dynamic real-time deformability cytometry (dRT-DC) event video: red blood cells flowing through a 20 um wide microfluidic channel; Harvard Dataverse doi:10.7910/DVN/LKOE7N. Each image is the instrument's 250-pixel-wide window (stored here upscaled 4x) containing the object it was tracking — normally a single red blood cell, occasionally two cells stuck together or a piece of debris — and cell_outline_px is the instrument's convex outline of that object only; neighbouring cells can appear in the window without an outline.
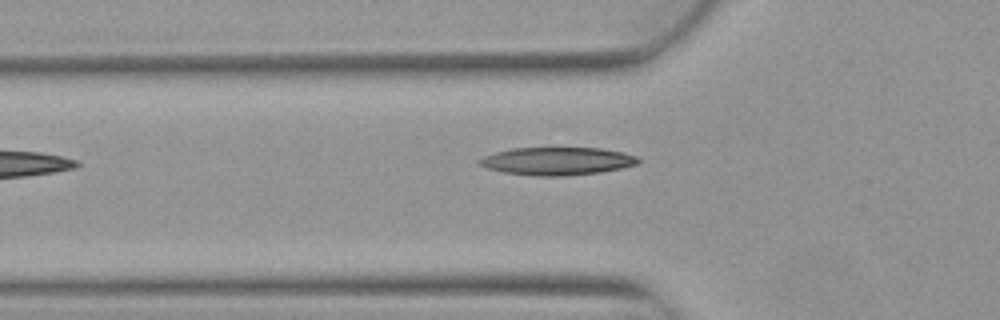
{"species": "Egyptian fruit bat (a non-hibernating species)", "species_latin": "Rousettus aegyptiacus", "temperature_condition": "warm", "stored_images_in_passage": 5, "camera_frame_rate_fps": 3000, "um_per_image_px": 0.085, "animal": {"sex": "female"}, "frame": {"image": 1, "passage_image": 5, "time_ms": 1.333, "image_size_px": [1000, 320], "cell_outline_px": [[640, 160], [636, 164], [620, 168], [600, 172], [564, 176], [536, 176], [504, 172], [488, 168], [480, 164], [476, 160], [484, 156], [496, 152], [512, 148], [600, 148], [624, 152], [636, 156]], "centroid_in_image_um": [47.35, 13.69], "position_along_channel_um": 78.4, "area_um2": 25.61}}